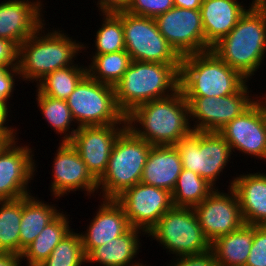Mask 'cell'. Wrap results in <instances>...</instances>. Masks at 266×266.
I'll use <instances>...</instances> for the list:
<instances>
[{
  "label": "cell",
  "mask_w": 266,
  "mask_h": 266,
  "mask_svg": "<svg viewBox=\"0 0 266 266\" xmlns=\"http://www.w3.org/2000/svg\"><path fill=\"white\" fill-rule=\"evenodd\" d=\"M126 121L137 137L153 146L176 145L194 131L188 102L180 88L167 97L138 105L126 115Z\"/></svg>",
  "instance_id": "6da1fadb"
},
{
  "label": "cell",
  "mask_w": 266,
  "mask_h": 266,
  "mask_svg": "<svg viewBox=\"0 0 266 266\" xmlns=\"http://www.w3.org/2000/svg\"><path fill=\"white\" fill-rule=\"evenodd\" d=\"M248 8L230 33L211 50L251 80L266 57V0H252Z\"/></svg>",
  "instance_id": "7a4b0ae2"
},
{
  "label": "cell",
  "mask_w": 266,
  "mask_h": 266,
  "mask_svg": "<svg viewBox=\"0 0 266 266\" xmlns=\"http://www.w3.org/2000/svg\"><path fill=\"white\" fill-rule=\"evenodd\" d=\"M45 25L18 46V70L25 82L38 83L47 74L73 65L77 55L89 48L59 28L45 32Z\"/></svg>",
  "instance_id": "3957f363"
},
{
  "label": "cell",
  "mask_w": 266,
  "mask_h": 266,
  "mask_svg": "<svg viewBox=\"0 0 266 266\" xmlns=\"http://www.w3.org/2000/svg\"><path fill=\"white\" fill-rule=\"evenodd\" d=\"M181 63L131 61L114 85L119 109L129 114L138 105L167 97L179 89Z\"/></svg>",
  "instance_id": "277c9868"
},
{
  "label": "cell",
  "mask_w": 266,
  "mask_h": 266,
  "mask_svg": "<svg viewBox=\"0 0 266 266\" xmlns=\"http://www.w3.org/2000/svg\"><path fill=\"white\" fill-rule=\"evenodd\" d=\"M247 82L212 50L181 58L179 88L184 97L228 96L239 92Z\"/></svg>",
  "instance_id": "5b68a950"
},
{
  "label": "cell",
  "mask_w": 266,
  "mask_h": 266,
  "mask_svg": "<svg viewBox=\"0 0 266 266\" xmlns=\"http://www.w3.org/2000/svg\"><path fill=\"white\" fill-rule=\"evenodd\" d=\"M152 146L127 127L118 136L107 169L98 180V190L100 188L98 195L102 194V199H115L127 188L140 183Z\"/></svg>",
  "instance_id": "8992f818"
},
{
  "label": "cell",
  "mask_w": 266,
  "mask_h": 266,
  "mask_svg": "<svg viewBox=\"0 0 266 266\" xmlns=\"http://www.w3.org/2000/svg\"><path fill=\"white\" fill-rule=\"evenodd\" d=\"M77 127L127 124L119 109L114 86L94 80L88 73L66 99Z\"/></svg>",
  "instance_id": "52a82bcc"
},
{
  "label": "cell",
  "mask_w": 266,
  "mask_h": 266,
  "mask_svg": "<svg viewBox=\"0 0 266 266\" xmlns=\"http://www.w3.org/2000/svg\"><path fill=\"white\" fill-rule=\"evenodd\" d=\"M147 235L163 245V249H167L166 253L170 252L176 257L198 255L211 250V243L199 225L194 208L172 207Z\"/></svg>",
  "instance_id": "ba28073f"
},
{
  "label": "cell",
  "mask_w": 266,
  "mask_h": 266,
  "mask_svg": "<svg viewBox=\"0 0 266 266\" xmlns=\"http://www.w3.org/2000/svg\"><path fill=\"white\" fill-rule=\"evenodd\" d=\"M175 146L183 169L195 172L217 188L216 181L233 154L229 143L218 132L193 131Z\"/></svg>",
  "instance_id": "9c48e42d"
},
{
  "label": "cell",
  "mask_w": 266,
  "mask_h": 266,
  "mask_svg": "<svg viewBox=\"0 0 266 266\" xmlns=\"http://www.w3.org/2000/svg\"><path fill=\"white\" fill-rule=\"evenodd\" d=\"M125 50L133 61L181 63V57L158 30L154 18L122 11Z\"/></svg>",
  "instance_id": "30bf717a"
},
{
  "label": "cell",
  "mask_w": 266,
  "mask_h": 266,
  "mask_svg": "<svg viewBox=\"0 0 266 266\" xmlns=\"http://www.w3.org/2000/svg\"><path fill=\"white\" fill-rule=\"evenodd\" d=\"M248 87L246 84L239 92L219 98L184 97L188 102L190 121L195 120L193 130L218 132L235 117L242 115L258 100V94L253 97Z\"/></svg>",
  "instance_id": "8fae6325"
},
{
  "label": "cell",
  "mask_w": 266,
  "mask_h": 266,
  "mask_svg": "<svg viewBox=\"0 0 266 266\" xmlns=\"http://www.w3.org/2000/svg\"><path fill=\"white\" fill-rule=\"evenodd\" d=\"M155 21L160 33L181 58L211 50L205 43L200 10L173 7Z\"/></svg>",
  "instance_id": "7c38bea8"
},
{
  "label": "cell",
  "mask_w": 266,
  "mask_h": 266,
  "mask_svg": "<svg viewBox=\"0 0 266 266\" xmlns=\"http://www.w3.org/2000/svg\"><path fill=\"white\" fill-rule=\"evenodd\" d=\"M115 200L122 206L130 226L146 234L173 207L169 191L141 182L124 190Z\"/></svg>",
  "instance_id": "4fadbf2b"
},
{
  "label": "cell",
  "mask_w": 266,
  "mask_h": 266,
  "mask_svg": "<svg viewBox=\"0 0 266 266\" xmlns=\"http://www.w3.org/2000/svg\"><path fill=\"white\" fill-rule=\"evenodd\" d=\"M227 190L228 193H223L215 188L194 207L199 225L210 243L245 224L235 190L232 187Z\"/></svg>",
  "instance_id": "5bb4252c"
},
{
  "label": "cell",
  "mask_w": 266,
  "mask_h": 266,
  "mask_svg": "<svg viewBox=\"0 0 266 266\" xmlns=\"http://www.w3.org/2000/svg\"><path fill=\"white\" fill-rule=\"evenodd\" d=\"M16 140L19 138L15 136L0 152V200H15L31 194L28 185L37 172L30 145L19 146Z\"/></svg>",
  "instance_id": "9a60e30c"
},
{
  "label": "cell",
  "mask_w": 266,
  "mask_h": 266,
  "mask_svg": "<svg viewBox=\"0 0 266 266\" xmlns=\"http://www.w3.org/2000/svg\"><path fill=\"white\" fill-rule=\"evenodd\" d=\"M218 133L229 143L232 152L237 150L244 156L266 161V111L259 100Z\"/></svg>",
  "instance_id": "2e32d148"
},
{
  "label": "cell",
  "mask_w": 266,
  "mask_h": 266,
  "mask_svg": "<svg viewBox=\"0 0 266 266\" xmlns=\"http://www.w3.org/2000/svg\"><path fill=\"white\" fill-rule=\"evenodd\" d=\"M127 124L81 126L69 141L98 181L105 173L118 136Z\"/></svg>",
  "instance_id": "e0dca14e"
},
{
  "label": "cell",
  "mask_w": 266,
  "mask_h": 266,
  "mask_svg": "<svg viewBox=\"0 0 266 266\" xmlns=\"http://www.w3.org/2000/svg\"><path fill=\"white\" fill-rule=\"evenodd\" d=\"M57 153V154H56ZM52 165L50 192L55 199L68 195L70 191H86L94 196L98 191V181L88 171L76 149L70 142H59Z\"/></svg>",
  "instance_id": "ac0fdd59"
},
{
  "label": "cell",
  "mask_w": 266,
  "mask_h": 266,
  "mask_svg": "<svg viewBox=\"0 0 266 266\" xmlns=\"http://www.w3.org/2000/svg\"><path fill=\"white\" fill-rule=\"evenodd\" d=\"M33 1L5 0L0 3V38L19 46L45 24L44 4L41 0Z\"/></svg>",
  "instance_id": "d6986e66"
},
{
  "label": "cell",
  "mask_w": 266,
  "mask_h": 266,
  "mask_svg": "<svg viewBox=\"0 0 266 266\" xmlns=\"http://www.w3.org/2000/svg\"><path fill=\"white\" fill-rule=\"evenodd\" d=\"M102 202L87 230L79 232L86 256L94 248L108 244L131 228L122 206L115 199H102Z\"/></svg>",
  "instance_id": "ffe728a7"
},
{
  "label": "cell",
  "mask_w": 266,
  "mask_h": 266,
  "mask_svg": "<svg viewBox=\"0 0 266 266\" xmlns=\"http://www.w3.org/2000/svg\"><path fill=\"white\" fill-rule=\"evenodd\" d=\"M238 176V177H237ZM229 182L238 197L245 224L266 226V173H248Z\"/></svg>",
  "instance_id": "44dd1931"
},
{
  "label": "cell",
  "mask_w": 266,
  "mask_h": 266,
  "mask_svg": "<svg viewBox=\"0 0 266 266\" xmlns=\"http://www.w3.org/2000/svg\"><path fill=\"white\" fill-rule=\"evenodd\" d=\"M238 0H203L200 7L205 43L211 48L228 35L248 10Z\"/></svg>",
  "instance_id": "7402d4cb"
},
{
  "label": "cell",
  "mask_w": 266,
  "mask_h": 266,
  "mask_svg": "<svg viewBox=\"0 0 266 266\" xmlns=\"http://www.w3.org/2000/svg\"><path fill=\"white\" fill-rule=\"evenodd\" d=\"M182 169L175 145L152 146L140 182L172 193Z\"/></svg>",
  "instance_id": "603a6c76"
},
{
  "label": "cell",
  "mask_w": 266,
  "mask_h": 266,
  "mask_svg": "<svg viewBox=\"0 0 266 266\" xmlns=\"http://www.w3.org/2000/svg\"><path fill=\"white\" fill-rule=\"evenodd\" d=\"M141 233L146 235L144 231L131 227L125 234L109 241L108 244L94 248L86 256V263L95 262L101 266H147L134 260L142 246L139 236Z\"/></svg>",
  "instance_id": "cb8c5ba5"
},
{
  "label": "cell",
  "mask_w": 266,
  "mask_h": 266,
  "mask_svg": "<svg viewBox=\"0 0 266 266\" xmlns=\"http://www.w3.org/2000/svg\"><path fill=\"white\" fill-rule=\"evenodd\" d=\"M255 234V226L243 224L211 243L218 266H245Z\"/></svg>",
  "instance_id": "d4e9b609"
},
{
  "label": "cell",
  "mask_w": 266,
  "mask_h": 266,
  "mask_svg": "<svg viewBox=\"0 0 266 266\" xmlns=\"http://www.w3.org/2000/svg\"><path fill=\"white\" fill-rule=\"evenodd\" d=\"M60 212L54 204H46L32 194L22 197L20 255Z\"/></svg>",
  "instance_id": "484cf974"
},
{
  "label": "cell",
  "mask_w": 266,
  "mask_h": 266,
  "mask_svg": "<svg viewBox=\"0 0 266 266\" xmlns=\"http://www.w3.org/2000/svg\"><path fill=\"white\" fill-rule=\"evenodd\" d=\"M60 212L36 237V239L26 247L21 259L27 262V266H39L51 254L56 245L63 240L73 229L71 228L68 216Z\"/></svg>",
  "instance_id": "4316f807"
},
{
  "label": "cell",
  "mask_w": 266,
  "mask_h": 266,
  "mask_svg": "<svg viewBox=\"0 0 266 266\" xmlns=\"http://www.w3.org/2000/svg\"><path fill=\"white\" fill-rule=\"evenodd\" d=\"M215 188L200 175L182 169L176 186L171 193L173 207L194 208Z\"/></svg>",
  "instance_id": "83f0119b"
},
{
  "label": "cell",
  "mask_w": 266,
  "mask_h": 266,
  "mask_svg": "<svg viewBox=\"0 0 266 266\" xmlns=\"http://www.w3.org/2000/svg\"><path fill=\"white\" fill-rule=\"evenodd\" d=\"M22 198L0 200V252L20 255Z\"/></svg>",
  "instance_id": "f1b7e54d"
},
{
  "label": "cell",
  "mask_w": 266,
  "mask_h": 266,
  "mask_svg": "<svg viewBox=\"0 0 266 266\" xmlns=\"http://www.w3.org/2000/svg\"><path fill=\"white\" fill-rule=\"evenodd\" d=\"M87 73L100 83L114 86L127 71L131 64V57L126 50L107 54L92 55Z\"/></svg>",
  "instance_id": "f546056e"
},
{
  "label": "cell",
  "mask_w": 266,
  "mask_h": 266,
  "mask_svg": "<svg viewBox=\"0 0 266 266\" xmlns=\"http://www.w3.org/2000/svg\"><path fill=\"white\" fill-rule=\"evenodd\" d=\"M86 74L87 66L73 64L47 74L36 87L43 95L66 100Z\"/></svg>",
  "instance_id": "4dcf8cb0"
},
{
  "label": "cell",
  "mask_w": 266,
  "mask_h": 266,
  "mask_svg": "<svg viewBox=\"0 0 266 266\" xmlns=\"http://www.w3.org/2000/svg\"><path fill=\"white\" fill-rule=\"evenodd\" d=\"M36 92L37 107L40 108L39 111L42 112L41 114H43L44 119L49 123L51 128L53 127L56 134H64L61 137L63 138L61 139L62 142H69L78 130V127L76 129L73 127L70 129V126L73 125V122L75 124V121L66 100L43 95L38 89Z\"/></svg>",
  "instance_id": "1f68e13d"
},
{
  "label": "cell",
  "mask_w": 266,
  "mask_h": 266,
  "mask_svg": "<svg viewBox=\"0 0 266 266\" xmlns=\"http://www.w3.org/2000/svg\"><path fill=\"white\" fill-rule=\"evenodd\" d=\"M103 22L95 35V53L107 54L125 50L122 11L101 13Z\"/></svg>",
  "instance_id": "d6a6232c"
},
{
  "label": "cell",
  "mask_w": 266,
  "mask_h": 266,
  "mask_svg": "<svg viewBox=\"0 0 266 266\" xmlns=\"http://www.w3.org/2000/svg\"><path fill=\"white\" fill-rule=\"evenodd\" d=\"M73 231L56 245L39 266H81L86 263L81 236Z\"/></svg>",
  "instance_id": "836d02e7"
},
{
  "label": "cell",
  "mask_w": 266,
  "mask_h": 266,
  "mask_svg": "<svg viewBox=\"0 0 266 266\" xmlns=\"http://www.w3.org/2000/svg\"><path fill=\"white\" fill-rule=\"evenodd\" d=\"M173 7V0H130L125 11L132 15L155 19Z\"/></svg>",
  "instance_id": "e575fe53"
},
{
  "label": "cell",
  "mask_w": 266,
  "mask_h": 266,
  "mask_svg": "<svg viewBox=\"0 0 266 266\" xmlns=\"http://www.w3.org/2000/svg\"><path fill=\"white\" fill-rule=\"evenodd\" d=\"M245 266H266V226H255V234Z\"/></svg>",
  "instance_id": "d590c367"
},
{
  "label": "cell",
  "mask_w": 266,
  "mask_h": 266,
  "mask_svg": "<svg viewBox=\"0 0 266 266\" xmlns=\"http://www.w3.org/2000/svg\"><path fill=\"white\" fill-rule=\"evenodd\" d=\"M20 79L18 67H0V104L9 112L8 100L13 97L15 81Z\"/></svg>",
  "instance_id": "8d00e7d4"
},
{
  "label": "cell",
  "mask_w": 266,
  "mask_h": 266,
  "mask_svg": "<svg viewBox=\"0 0 266 266\" xmlns=\"http://www.w3.org/2000/svg\"><path fill=\"white\" fill-rule=\"evenodd\" d=\"M176 259V260H175ZM167 266H218L215 254L212 250L198 255H186L175 257Z\"/></svg>",
  "instance_id": "74e56055"
},
{
  "label": "cell",
  "mask_w": 266,
  "mask_h": 266,
  "mask_svg": "<svg viewBox=\"0 0 266 266\" xmlns=\"http://www.w3.org/2000/svg\"><path fill=\"white\" fill-rule=\"evenodd\" d=\"M0 67H18V46L0 38Z\"/></svg>",
  "instance_id": "f35d334b"
},
{
  "label": "cell",
  "mask_w": 266,
  "mask_h": 266,
  "mask_svg": "<svg viewBox=\"0 0 266 266\" xmlns=\"http://www.w3.org/2000/svg\"><path fill=\"white\" fill-rule=\"evenodd\" d=\"M130 0H98L97 7L101 13L125 11Z\"/></svg>",
  "instance_id": "ab89813d"
},
{
  "label": "cell",
  "mask_w": 266,
  "mask_h": 266,
  "mask_svg": "<svg viewBox=\"0 0 266 266\" xmlns=\"http://www.w3.org/2000/svg\"><path fill=\"white\" fill-rule=\"evenodd\" d=\"M21 256L11 252H0V266H24Z\"/></svg>",
  "instance_id": "60d3db41"
},
{
  "label": "cell",
  "mask_w": 266,
  "mask_h": 266,
  "mask_svg": "<svg viewBox=\"0 0 266 266\" xmlns=\"http://www.w3.org/2000/svg\"><path fill=\"white\" fill-rule=\"evenodd\" d=\"M203 0H173L174 7L200 10Z\"/></svg>",
  "instance_id": "b9f144b4"
},
{
  "label": "cell",
  "mask_w": 266,
  "mask_h": 266,
  "mask_svg": "<svg viewBox=\"0 0 266 266\" xmlns=\"http://www.w3.org/2000/svg\"><path fill=\"white\" fill-rule=\"evenodd\" d=\"M17 136V130H0V152Z\"/></svg>",
  "instance_id": "7bdbcfd3"
},
{
  "label": "cell",
  "mask_w": 266,
  "mask_h": 266,
  "mask_svg": "<svg viewBox=\"0 0 266 266\" xmlns=\"http://www.w3.org/2000/svg\"><path fill=\"white\" fill-rule=\"evenodd\" d=\"M9 112L0 104V130H16L14 129L12 126L9 127L8 126V116H10V114H8ZM7 124V126H6Z\"/></svg>",
  "instance_id": "ee69618b"
},
{
  "label": "cell",
  "mask_w": 266,
  "mask_h": 266,
  "mask_svg": "<svg viewBox=\"0 0 266 266\" xmlns=\"http://www.w3.org/2000/svg\"><path fill=\"white\" fill-rule=\"evenodd\" d=\"M260 97L261 96H258V100L261 102L262 106L264 107V109L266 111V94H265V97L262 95V97H261L262 99Z\"/></svg>",
  "instance_id": "f6af8a7d"
}]
</instances>
